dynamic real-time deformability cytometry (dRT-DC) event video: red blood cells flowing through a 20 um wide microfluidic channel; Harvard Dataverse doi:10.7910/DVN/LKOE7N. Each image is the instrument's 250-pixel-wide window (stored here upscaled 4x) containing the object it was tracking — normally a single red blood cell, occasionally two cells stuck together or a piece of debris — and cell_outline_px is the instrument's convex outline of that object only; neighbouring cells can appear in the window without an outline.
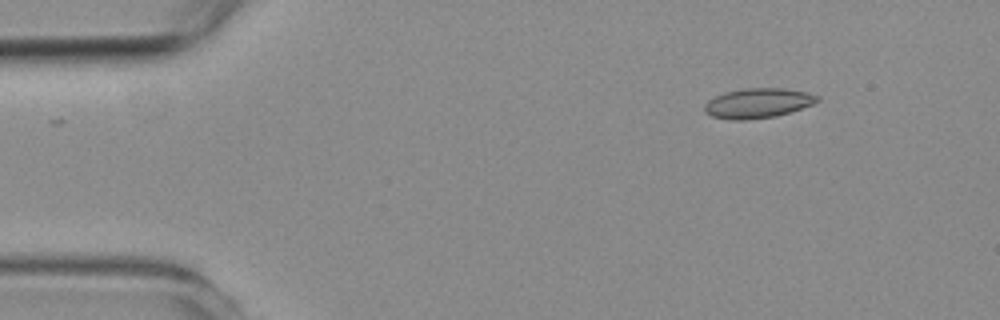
{"species": "common noctule bat (a hibernating species)", "species_latin": "Nyctalus noctula", "temperature_condition": "room temperature", "stored_images_in_passage": 13, "camera_frame_rate_fps": 3000, "um_per_image_px": 0.085, "animal": {"sex": "female", "body_mass_g": 19.3, "forearm_length_mm": 54.1}, "frame": {"image": 1, "passage_image": 1, "time_ms": 0.0, "image_size_px": [1000, 320], "cell_outline_px": [[820, 100], [812, 104], [776, 116], [744, 120], [732, 120], [712, 116], [704, 112], [704, 104], [708, 100], [724, 92], [744, 88], [784, 88], [808, 92], [820, 96]], "centroid_in_image_um": [64.41, 8.76], "position_along_channel_um": 20.6, "area_um2": 19.59}}
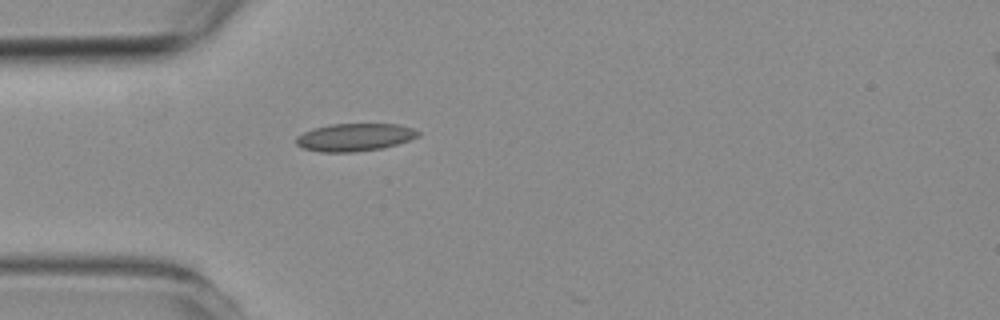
{"frame": {"image": 2, "passage_image": 10, "time_ms": 3.0, "image_size_px": [1000, 320], "cell_outline_px": [[420, 136], [384, 148], [352, 152], [320, 152], [300, 148], [296, 144], [296, 136], [312, 128], [332, 124], [400, 124], [412, 128], [420, 132]], "centroid_in_image_um": [30.12, 11.67], "position_along_channel_um": 54.9, "area_um2": 19.83}}